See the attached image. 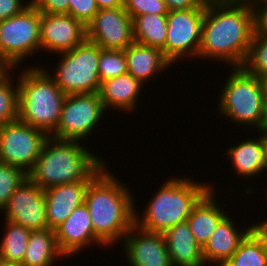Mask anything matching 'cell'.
I'll use <instances>...</instances> for the list:
<instances>
[{"mask_svg":"<svg viewBox=\"0 0 267 266\" xmlns=\"http://www.w3.org/2000/svg\"><path fill=\"white\" fill-rule=\"evenodd\" d=\"M253 32L250 0H206L198 59L242 67Z\"/></svg>","mask_w":267,"mask_h":266,"instance_id":"6da1fadb","label":"cell"},{"mask_svg":"<svg viewBox=\"0 0 267 266\" xmlns=\"http://www.w3.org/2000/svg\"><path fill=\"white\" fill-rule=\"evenodd\" d=\"M106 165L89 183L84 204L88 207L95 237L107 248L120 244L135 224L133 190ZM135 199V200H134Z\"/></svg>","mask_w":267,"mask_h":266,"instance_id":"7a4b0ae2","label":"cell"},{"mask_svg":"<svg viewBox=\"0 0 267 266\" xmlns=\"http://www.w3.org/2000/svg\"><path fill=\"white\" fill-rule=\"evenodd\" d=\"M171 177L156 189L143 213L135 205V225L148 232L163 234L171 227L186 222L192 208L211 189L209 180L208 183L196 182L185 174L182 178Z\"/></svg>","mask_w":267,"mask_h":266,"instance_id":"3957f363","label":"cell"},{"mask_svg":"<svg viewBox=\"0 0 267 266\" xmlns=\"http://www.w3.org/2000/svg\"><path fill=\"white\" fill-rule=\"evenodd\" d=\"M104 161L102 155L92 153L81 141L49 136L28 177L42 189H47L85 181Z\"/></svg>","mask_w":267,"mask_h":266,"instance_id":"277c9868","label":"cell"},{"mask_svg":"<svg viewBox=\"0 0 267 266\" xmlns=\"http://www.w3.org/2000/svg\"><path fill=\"white\" fill-rule=\"evenodd\" d=\"M38 65L27 66L20 75L15 74L18 76V119L50 136L60 122L66 94L49 75L51 69L45 67V63L44 67L40 62Z\"/></svg>","mask_w":267,"mask_h":266,"instance_id":"5b68a950","label":"cell"},{"mask_svg":"<svg viewBox=\"0 0 267 266\" xmlns=\"http://www.w3.org/2000/svg\"><path fill=\"white\" fill-rule=\"evenodd\" d=\"M230 74V75H229ZM219 87L216 112L236 127L259 130L267 125V103L263 78L249 74L243 67H231ZM222 88V89H221ZM246 127V128H245ZM251 128V130H250Z\"/></svg>","mask_w":267,"mask_h":266,"instance_id":"8992f818","label":"cell"},{"mask_svg":"<svg viewBox=\"0 0 267 266\" xmlns=\"http://www.w3.org/2000/svg\"><path fill=\"white\" fill-rule=\"evenodd\" d=\"M100 51L98 44L86 39L74 49L58 53L57 67L48 73L66 95L99 92Z\"/></svg>","mask_w":267,"mask_h":266,"instance_id":"52a82bcc","label":"cell"},{"mask_svg":"<svg viewBox=\"0 0 267 266\" xmlns=\"http://www.w3.org/2000/svg\"><path fill=\"white\" fill-rule=\"evenodd\" d=\"M40 23L41 12L32 4L0 21V64L4 68H17L19 72L28 57L41 53Z\"/></svg>","mask_w":267,"mask_h":266,"instance_id":"ba28073f","label":"cell"},{"mask_svg":"<svg viewBox=\"0 0 267 266\" xmlns=\"http://www.w3.org/2000/svg\"><path fill=\"white\" fill-rule=\"evenodd\" d=\"M105 112L108 111L103 106L99 92L66 95L60 122L50 136L84 143L93 136V132L95 136L96 128L100 126L99 124L102 125V120L108 115Z\"/></svg>","mask_w":267,"mask_h":266,"instance_id":"9c48e42d","label":"cell"},{"mask_svg":"<svg viewBox=\"0 0 267 266\" xmlns=\"http://www.w3.org/2000/svg\"><path fill=\"white\" fill-rule=\"evenodd\" d=\"M205 8L206 0L194 9L168 11L167 37L162 51L172 64L198 59Z\"/></svg>","mask_w":267,"mask_h":266,"instance_id":"30bf717a","label":"cell"},{"mask_svg":"<svg viewBox=\"0 0 267 266\" xmlns=\"http://www.w3.org/2000/svg\"><path fill=\"white\" fill-rule=\"evenodd\" d=\"M49 135L19 119L0 126V162L18 167L26 174L34 168Z\"/></svg>","mask_w":267,"mask_h":266,"instance_id":"8fae6325","label":"cell"},{"mask_svg":"<svg viewBox=\"0 0 267 266\" xmlns=\"http://www.w3.org/2000/svg\"><path fill=\"white\" fill-rule=\"evenodd\" d=\"M4 220L31 231L48 228L44 189L27 177L8 199L2 210Z\"/></svg>","mask_w":267,"mask_h":266,"instance_id":"7c38bea8","label":"cell"},{"mask_svg":"<svg viewBox=\"0 0 267 266\" xmlns=\"http://www.w3.org/2000/svg\"><path fill=\"white\" fill-rule=\"evenodd\" d=\"M87 39L102 49L124 50L134 42L132 17L124 7L99 9L87 25Z\"/></svg>","mask_w":267,"mask_h":266,"instance_id":"4fadbf2b","label":"cell"},{"mask_svg":"<svg viewBox=\"0 0 267 266\" xmlns=\"http://www.w3.org/2000/svg\"><path fill=\"white\" fill-rule=\"evenodd\" d=\"M87 39V27L68 14L41 13V51L55 55L74 49Z\"/></svg>","mask_w":267,"mask_h":266,"instance_id":"5bb4252c","label":"cell"},{"mask_svg":"<svg viewBox=\"0 0 267 266\" xmlns=\"http://www.w3.org/2000/svg\"><path fill=\"white\" fill-rule=\"evenodd\" d=\"M120 247L128 266H172L162 233L148 232L134 224Z\"/></svg>","mask_w":267,"mask_h":266,"instance_id":"9a60e30c","label":"cell"},{"mask_svg":"<svg viewBox=\"0 0 267 266\" xmlns=\"http://www.w3.org/2000/svg\"><path fill=\"white\" fill-rule=\"evenodd\" d=\"M106 160L85 181L60 184L44 189L49 229L55 230L75 208L84 204L87 187L90 181L107 165Z\"/></svg>","mask_w":267,"mask_h":266,"instance_id":"2e32d148","label":"cell"},{"mask_svg":"<svg viewBox=\"0 0 267 266\" xmlns=\"http://www.w3.org/2000/svg\"><path fill=\"white\" fill-rule=\"evenodd\" d=\"M55 234L59 250L68 259L82 253L90 246L94 248L97 245L105 249L94 235L90 213L85 204L75 208L70 216L55 229Z\"/></svg>","mask_w":267,"mask_h":266,"instance_id":"e0dca14e","label":"cell"},{"mask_svg":"<svg viewBox=\"0 0 267 266\" xmlns=\"http://www.w3.org/2000/svg\"><path fill=\"white\" fill-rule=\"evenodd\" d=\"M227 214L217 225L207 243L202 247L206 266H221L237 250L240 242L253 229L252 225L241 230L235 219ZM235 222V223H234ZM239 229V230H238ZM241 230V231H240Z\"/></svg>","mask_w":267,"mask_h":266,"instance_id":"ac0fdd59","label":"cell"},{"mask_svg":"<svg viewBox=\"0 0 267 266\" xmlns=\"http://www.w3.org/2000/svg\"><path fill=\"white\" fill-rule=\"evenodd\" d=\"M144 84L129 73L116 76L103 81L99 95L105 110H118V112H134ZM111 108V109H110ZM121 110V111H120Z\"/></svg>","mask_w":267,"mask_h":266,"instance_id":"d6986e66","label":"cell"},{"mask_svg":"<svg viewBox=\"0 0 267 266\" xmlns=\"http://www.w3.org/2000/svg\"><path fill=\"white\" fill-rule=\"evenodd\" d=\"M124 54L127 61V73L144 85L147 82L150 84L156 75V77L162 75L163 71H167L172 66V63L164 56L163 51L156 47L133 42L124 49Z\"/></svg>","mask_w":267,"mask_h":266,"instance_id":"ffe728a7","label":"cell"},{"mask_svg":"<svg viewBox=\"0 0 267 266\" xmlns=\"http://www.w3.org/2000/svg\"><path fill=\"white\" fill-rule=\"evenodd\" d=\"M213 187L216 188L214 183L211 184V189L192 208L187 218V223L196 242L202 247L207 243L219 222L229 213L222 208L224 205L217 202L219 200L218 188Z\"/></svg>","mask_w":267,"mask_h":266,"instance_id":"44dd1931","label":"cell"},{"mask_svg":"<svg viewBox=\"0 0 267 266\" xmlns=\"http://www.w3.org/2000/svg\"><path fill=\"white\" fill-rule=\"evenodd\" d=\"M172 266H206L200 246L186 222L163 233Z\"/></svg>","mask_w":267,"mask_h":266,"instance_id":"7402d4cb","label":"cell"},{"mask_svg":"<svg viewBox=\"0 0 267 266\" xmlns=\"http://www.w3.org/2000/svg\"><path fill=\"white\" fill-rule=\"evenodd\" d=\"M225 153L232 165L231 172L235 171V174L241 177L242 180L255 179L256 175H260L267 172L265 164L263 143L260 135L257 137L243 138V141L238 142L237 145H231ZM232 162V163H231Z\"/></svg>","mask_w":267,"mask_h":266,"instance_id":"603a6c76","label":"cell"},{"mask_svg":"<svg viewBox=\"0 0 267 266\" xmlns=\"http://www.w3.org/2000/svg\"><path fill=\"white\" fill-rule=\"evenodd\" d=\"M63 257L66 258L58 248L55 230H35L30 233L21 266H54L65 260Z\"/></svg>","mask_w":267,"mask_h":266,"instance_id":"cb8c5ba5","label":"cell"},{"mask_svg":"<svg viewBox=\"0 0 267 266\" xmlns=\"http://www.w3.org/2000/svg\"><path fill=\"white\" fill-rule=\"evenodd\" d=\"M221 266H267V232L252 229Z\"/></svg>","mask_w":267,"mask_h":266,"instance_id":"d4e9b609","label":"cell"},{"mask_svg":"<svg viewBox=\"0 0 267 266\" xmlns=\"http://www.w3.org/2000/svg\"><path fill=\"white\" fill-rule=\"evenodd\" d=\"M167 14L135 16L133 22L134 42L163 49L167 37Z\"/></svg>","mask_w":267,"mask_h":266,"instance_id":"484cf974","label":"cell"},{"mask_svg":"<svg viewBox=\"0 0 267 266\" xmlns=\"http://www.w3.org/2000/svg\"><path fill=\"white\" fill-rule=\"evenodd\" d=\"M5 232L0 238V259L22 264L31 230L4 220Z\"/></svg>","mask_w":267,"mask_h":266,"instance_id":"4316f807","label":"cell"},{"mask_svg":"<svg viewBox=\"0 0 267 266\" xmlns=\"http://www.w3.org/2000/svg\"><path fill=\"white\" fill-rule=\"evenodd\" d=\"M14 71L4 68L0 72V126L18 119V80Z\"/></svg>","mask_w":267,"mask_h":266,"instance_id":"83f0119b","label":"cell"},{"mask_svg":"<svg viewBox=\"0 0 267 266\" xmlns=\"http://www.w3.org/2000/svg\"><path fill=\"white\" fill-rule=\"evenodd\" d=\"M242 67L260 78L267 76V35L253 34L249 51Z\"/></svg>","mask_w":267,"mask_h":266,"instance_id":"f1b7e54d","label":"cell"},{"mask_svg":"<svg viewBox=\"0 0 267 266\" xmlns=\"http://www.w3.org/2000/svg\"><path fill=\"white\" fill-rule=\"evenodd\" d=\"M101 83L127 73V61L124 50L102 49L98 62Z\"/></svg>","mask_w":267,"mask_h":266,"instance_id":"f546056e","label":"cell"},{"mask_svg":"<svg viewBox=\"0 0 267 266\" xmlns=\"http://www.w3.org/2000/svg\"><path fill=\"white\" fill-rule=\"evenodd\" d=\"M27 177L28 174L20 168L0 162V213L8 199Z\"/></svg>","mask_w":267,"mask_h":266,"instance_id":"4dcf8cb0","label":"cell"},{"mask_svg":"<svg viewBox=\"0 0 267 266\" xmlns=\"http://www.w3.org/2000/svg\"><path fill=\"white\" fill-rule=\"evenodd\" d=\"M123 7L132 19L145 14H168L163 0H124Z\"/></svg>","mask_w":267,"mask_h":266,"instance_id":"1f68e13d","label":"cell"},{"mask_svg":"<svg viewBox=\"0 0 267 266\" xmlns=\"http://www.w3.org/2000/svg\"><path fill=\"white\" fill-rule=\"evenodd\" d=\"M98 10L95 0H69L68 15L82 22L86 27Z\"/></svg>","mask_w":267,"mask_h":266,"instance_id":"d6a6232c","label":"cell"},{"mask_svg":"<svg viewBox=\"0 0 267 266\" xmlns=\"http://www.w3.org/2000/svg\"><path fill=\"white\" fill-rule=\"evenodd\" d=\"M253 8V34L267 35V2L250 0Z\"/></svg>","mask_w":267,"mask_h":266,"instance_id":"836d02e7","label":"cell"},{"mask_svg":"<svg viewBox=\"0 0 267 266\" xmlns=\"http://www.w3.org/2000/svg\"><path fill=\"white\" fill-rule=\"evenodd\" d=\"M41 13L68 14L69 0H31Z\"/></svg>","mask_w":267,"mask_h":266,"instance_id":"e575fe53","label":"cell"},{"mask_svg":"<svg viewBox=\"0 0 267 266\" xmlns=\"http://www.w3.org/2000/svg\"><path fill=\"white\" fill-rule=\"evenodd\" d=\"M30 5L31 0H0V21L22 13Z\"/></svg>","mask_w":267,"mask_h":266,"instance_id":"d590c367","label":"cell"},{"mask_svg":"<svg viewBox=\"0 0 267 266\" xmlns=\"http://www.w3.org/2000/svg\"><path fill=\"white\" fill-rule=\"evenodd\" d=\"M168 11L197 8L204 0H163Z\"/></svg>","mask_w":267,"mask_h":266,"instance_id":"8d00e7d4","label":"cell"},{"mask_svg":"<svg viewBox=\"0 0 267 266\" xmlns=\"http://www.w3.org/2000/svg\"><path fill=\"white\" fill-rule=\"evenodd\" d=\"M98 9L123 7L124 0H95Z\"/></svg>","mask_w":267,"mask_h":266,"instance_id":"74e56055","label":"cell"},{"mask_svg":"<svg viewBox=\"0 0 267 266\" xmlns=\"http://www.w3.org/2000/svg\"><path fill=\"white\" fill-rule=\"evenodd\" d=\"M256 133L260 135L261 141L263 143L265 164L267 167V125H265L262 129L256 130Z\"/></svg>","mask_w":267,"mask_h":266,"instance_id":"f35d334b","label":"cell"},{"mask_svg":"<svg viewBox=\"0 0 267 266\" xmlns=\"http://www.w3.org/2000/svg\"><path fill=\"white\" fill-rule=\"evenodd\" d=\"M264 189H266V191H264ZM263 189V192H266L265 193V196H266V201H267V188L265 187ZM252 225V228L256 231H261V232H267V217H265V219L261 222L260 219H259V222L255 221L254 224H251Z\"/></svg>","mask_w":267,"mask_h":266,"instance_id":"ab89813d","label":"cell"},{"mask_svg":"<svg viewBox=\"0 0 267 266\" xmlns=\"http://www.w3.org/2000/svg\"><path fill=\"white\" fill-rule=\"evenodd\" d=\"M0 266H21V265L0 259Z\"/></svg>","mask_w":267,"mask_h":266,"instance_id":"60d3db41","label":"cell"},{"mask_svg":"<svg viewBox=\"0 0 267 266\" xmlns=\"http://www.w3.org/2000/svg\"><path fill=\"white\" fill-rule=\"evenodd\" d=\"M264 85H265V92H266V103H267V76L263 78Z\"/></svg>","mask_w":267,"mask_h":266,"instance_id":"b9f144b4","label":"cell"},{"mask_svg":"<svg viewBox=\"0 0 267 266\" xmlns=\"http://www.w3.org/2000/svg\"><path fill=\"white\" fill-rule=\"evenodd\" d=\"M4 69V67L0 64V72Z\"/></svg>","mask_w":267,"mask_h":266,"instance_id":"7bdbcfd3","label":"cell"}]
</instances>
